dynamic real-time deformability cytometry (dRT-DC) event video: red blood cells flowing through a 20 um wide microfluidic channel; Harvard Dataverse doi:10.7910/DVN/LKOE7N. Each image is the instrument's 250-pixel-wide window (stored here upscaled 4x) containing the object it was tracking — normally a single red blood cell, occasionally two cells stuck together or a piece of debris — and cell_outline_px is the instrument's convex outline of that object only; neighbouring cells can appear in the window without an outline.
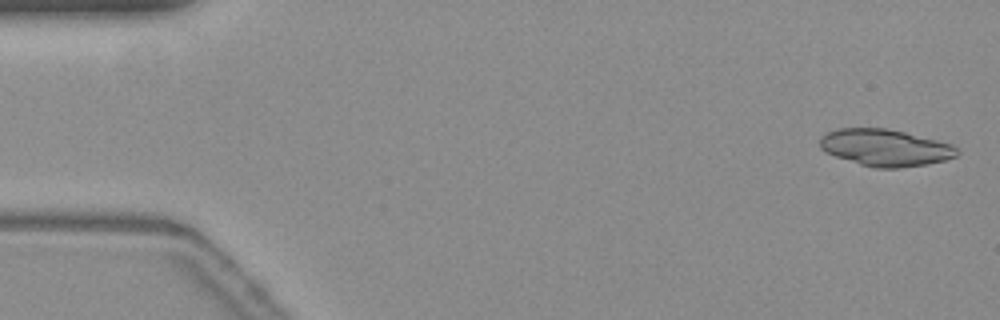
{"species": "common noctule bat (a hibernating species)", "species_latin": "Nyctalus noctula", "temperature_condition": "warm", "stored_images_in_passage": 22, "camera_frame_rate_fps": 3000, "um_per_image_px": 0.085, "animal": {"sex": "female", "body_mass_g": 19.3, "forearm_length_mm": 54.1}, "frame": {"image": 1, "passage_image": 2, "time_ms": 0.333, "image_size_px": [1000, 320], "cell_outline_px": [[960, 152], [956, 156], [944, 160], [924, 164], [900, 168], [876, 168], [860, 164], [836, 156], [820, 148], [820, 140], [828, 132], [840, 128], [884, 128], [904, 132], [952, 144]], "centroid_in_image_um": [75.26, 12.55], "position_along_channel_um": 9.7, "area_um2": 28.96}}
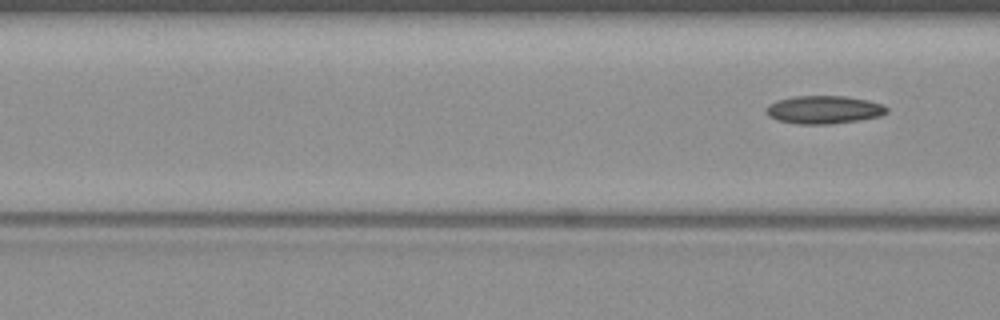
{"frame": {"image": 2, "passage_image": 22, "time_ms": 7.0, "image_size_px": [1000, 320], "cell_outline_px": [[888, 112], [880, 116], [860, 120], [832, 124], [800, 124], [776, 120], [768, 116], [768, 104], [776, 100], [792, 96], [844, 96], [868, 100], [884, 104], [888, 108]], "centroid_in_image_um": [70.06, 9.32], "position_along_channel_um": 96.5, "area_um2": 19.83}}